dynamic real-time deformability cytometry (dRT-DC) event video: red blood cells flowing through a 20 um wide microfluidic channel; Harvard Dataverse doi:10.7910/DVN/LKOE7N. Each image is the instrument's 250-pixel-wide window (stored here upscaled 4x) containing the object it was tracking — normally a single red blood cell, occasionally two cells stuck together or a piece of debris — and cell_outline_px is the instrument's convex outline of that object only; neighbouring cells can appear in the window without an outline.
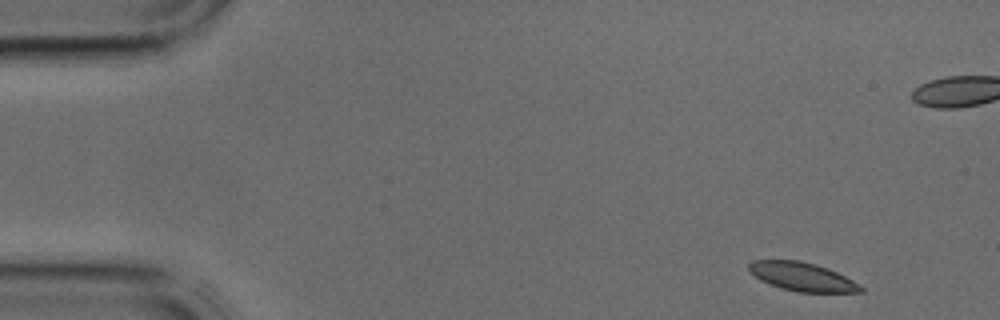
{"species": "common noctule bat (a hibernating species)", "species_latin": "Nyctalus noctula", "temperature_condition": "cold", "stored_images_in_passage": 4, "camera_frame_rate_fps": 3000, "um_per_image_px": 0.085, "animal": {"sex": "male", "body_mass_g": 17.9, "forearm_length_mm": 54.2}, "frame": {"image": 1, "passage_image": 1, "time_ms": 0.0, "image_size_px": [1000, 320], "cell_outline_px": [[864, 292], [796, 292], [780, 288], [768, 284], [760, 280], [748, 272], [748, 264], [752, 260], [800, 260], [816, 264], [828, 268], [852, 280], [864, 288]], "centroid_in_image_um": [68.13, 23.52], "position_along_channel_um": 16.9, "area_um2": 18.79}}